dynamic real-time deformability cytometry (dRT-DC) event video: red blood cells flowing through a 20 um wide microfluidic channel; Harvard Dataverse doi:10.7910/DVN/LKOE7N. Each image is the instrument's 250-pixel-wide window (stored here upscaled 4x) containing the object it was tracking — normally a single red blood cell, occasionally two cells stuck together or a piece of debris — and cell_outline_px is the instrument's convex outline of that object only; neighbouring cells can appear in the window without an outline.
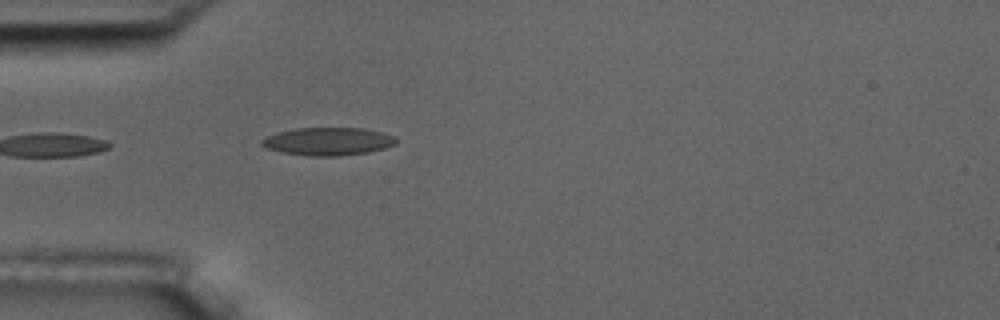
{"species": "common noctule bat (a hibernating species)", "species_latin": "Nyctalus noctula", "temperature_condition": "room temperature", "stored_images_in_passage": 5, "camera_frame_rate_fps": 3000, "um_per_image_px": 0.085, "animal": {"sex": "male", "body_mass_g": 17.5, "forearm_length_mm": 52.3}, "frame": {"image": 1, "passage_image": 5, "time_ms": 1.333, "image_size_px": [1000, 320], "cell_outline_px": [[396, 144], [384, 148], [368, 152], [340, 156], [312, 156], [280, 152], [268, 148], [260, 144], [260, 140], [276, 132], [296, 128], [364, 128], [396, 136]], "centroid_in_image_um": [27.88, 12.02], "position_along_channel_um": 57.1, "area_um2": 21.85}}